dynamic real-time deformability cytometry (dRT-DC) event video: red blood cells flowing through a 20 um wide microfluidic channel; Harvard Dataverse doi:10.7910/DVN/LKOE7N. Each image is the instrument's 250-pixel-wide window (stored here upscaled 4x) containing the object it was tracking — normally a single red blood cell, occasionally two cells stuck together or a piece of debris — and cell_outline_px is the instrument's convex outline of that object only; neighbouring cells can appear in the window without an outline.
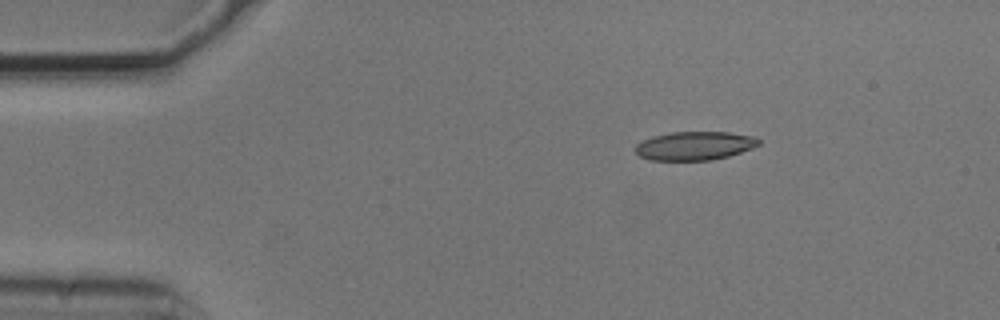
{"species": "common noctule bat (a hibernating species)", "species_latin": "Nyctalus noctula", "temperature_condition": "cold", "stored_images_in_passage": 3, "camera_frame_rate_fps": 3000, "um_per_image_px": 0.085, "animal": {"sex": "male", "body_mass_g": 20.5, "forearm_length_mm": 52.5}, "frame": {"image": 1, "passage_image": 1, "time_ms": 0.0, "image_size_px": [1000, 320], "cell_outline_px": [[760, 144], [752, 148], [728, 156], [712, 160], [648, 160], [640, 156], [632, 148], [636, 144], [652, 136], [672, 132], [728, 132], [756, 136], [760, 140]], "centroid_in_image_um": [59.03, 12.39], "position_along_channel_um": 26.0, "area_um2": 20.69}}
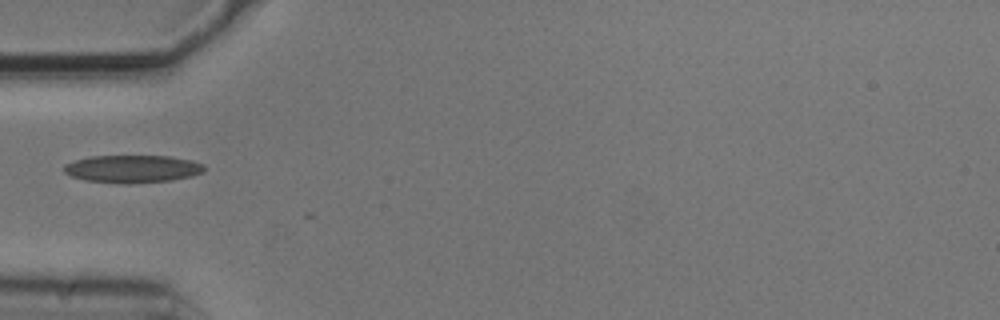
{"frame": {"image": 2, "passage_image": 3, "time_ms": 0.667, "image_size_px": [1000, 320], "cell_outline_px": [[204, 172], [192, 176], [172, 180], [84, 180], [72, 176], [64, 172], [64, 164], [76, 160], [92, 156], [168, 156], [192, 160], [204, 164]], "centroid_in_image_um": [11.31, 14.29], "position_along_channel_um": 73.7, "area_um2": 21.33}}